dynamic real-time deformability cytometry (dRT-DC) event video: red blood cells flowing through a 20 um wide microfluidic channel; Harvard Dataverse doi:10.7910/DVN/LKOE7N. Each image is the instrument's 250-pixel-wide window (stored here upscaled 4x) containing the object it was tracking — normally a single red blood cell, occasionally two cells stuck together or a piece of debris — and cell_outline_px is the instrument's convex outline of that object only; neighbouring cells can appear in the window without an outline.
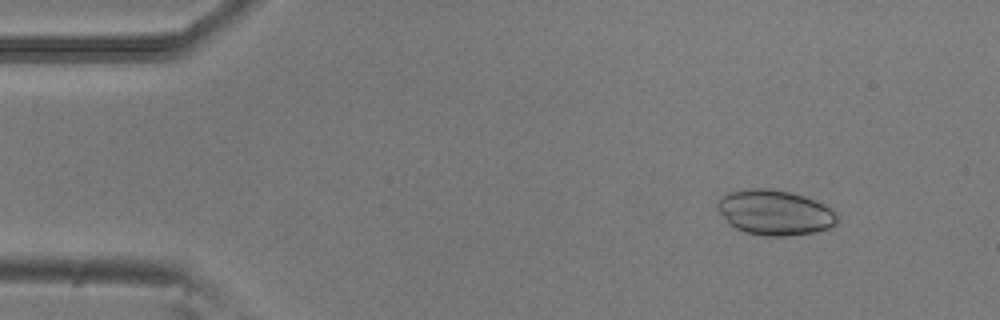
{"species": "common noctule bat (a hibernating species)", "species_latin": "Nyctalus noctula", "temperature_condition": "room temperature", "stored_images_in_passage": 5, "camera_frame_rate_fps": 3000, "um_per_image_px": 0.085, "animal": {"sex": "male", "body_mass_g": 20.5, "forearm_length_mm": 52.5}, "frame": {"image": 1, "passage_image": 1, "time_ms": 0.0, "image_size_px": [1000, 320], "cell_outline_px": [[836, 224], [828, 228], [812, 232], [788, 236], [764, 236], [744, 232], [728, 224], [720, 212], [716, 204], [716, 200], [720, 196], [728, 192], [752, 188], [768, 188], [788, 192], [804, 196], [824, 204], [836, 216]], "centroid_in_image_um": [65.78, 18.06], "position_along_channel_um": 19.2, "area_um2": 31.33}}
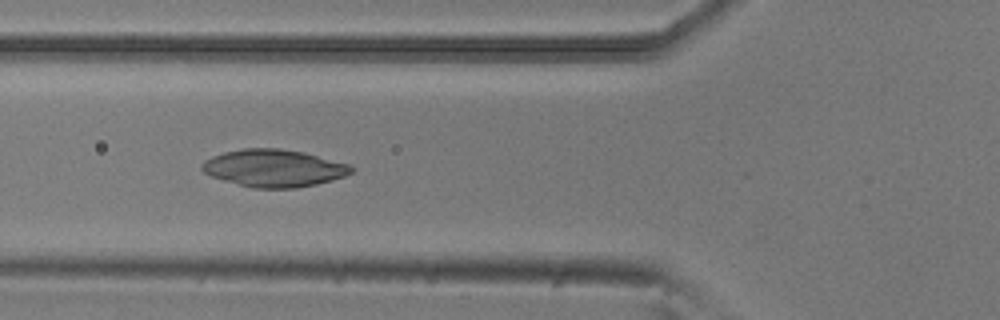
{"frame": {"image": 2, "passage_image": 5, "time_ms": 1.333, "image_size_px": [1000, 320], "cell_outline_px": [[356, 168], [352, 172], [344, 176], [332, 180], [316, 184], [296, 188], [252, 188], [224, 180], [212, 176], [204, 172], [200, 168], [200, 164], [204, 160], [212, 156], [224, 152], [244, 148], [280, 148], [304, 152], [348, 164]], "centroid_in_image_um": [23.27, 14.29], "position_along_channel_um": 102.5, "area_um2": 32.54}}